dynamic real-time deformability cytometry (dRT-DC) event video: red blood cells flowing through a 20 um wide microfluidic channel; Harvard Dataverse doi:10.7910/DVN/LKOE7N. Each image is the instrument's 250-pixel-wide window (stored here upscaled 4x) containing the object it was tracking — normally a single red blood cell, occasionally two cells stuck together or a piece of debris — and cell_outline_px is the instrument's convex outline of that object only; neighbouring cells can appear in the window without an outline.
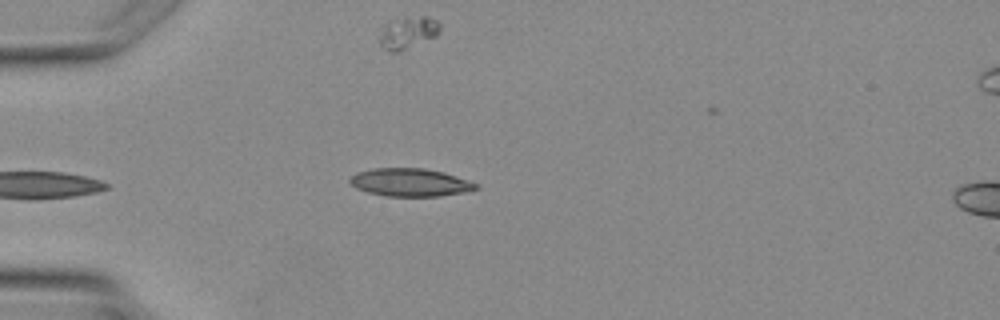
{"species": "Egyptian fruit bat (a non-hibernating species)", "species_latin": "Rousettus aegyptiacus", "temperature_condition": "warm", "stored_images_in_passage": 3, "camera_frame_rate_fps": 3000, "um_per_image_px": 0.085, "animal": {"sex": "female"}, "frame": {"image": 1, "passage_image": 3, "time_ms": 2.333, "image_size_px": [1000, 320], "cell_outline_px": [[480, 188], [464, 192], [440, 196], [388, 196], [368, 192], [356, 188], [348, 180], [356, 172], [372, 168], [424, 168], [444, 172], [480, 184]], "centroid_in_image_um": [34.89, 15.5], "position_along_channel_um": 50.1, "area_um2": 20.58}}